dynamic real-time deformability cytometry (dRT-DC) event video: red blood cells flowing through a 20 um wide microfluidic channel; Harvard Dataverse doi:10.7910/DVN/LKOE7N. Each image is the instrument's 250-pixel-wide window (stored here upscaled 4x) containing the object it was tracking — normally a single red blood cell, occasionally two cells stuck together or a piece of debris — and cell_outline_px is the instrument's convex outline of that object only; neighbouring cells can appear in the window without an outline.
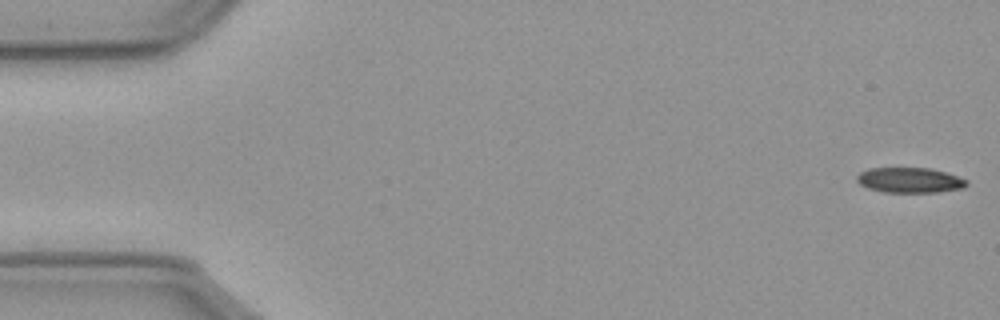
{"species": "common noctule bat (a hibernating species)", "species_latin": "Nyctalus noctula", "temperature_condition": "cold", "stored_images_in_passage": 50, "camera_frame_rate_fps": 3000, "um_per_image_px": 0.085, "animal": {"sex": "male", "body_mass_g": 23.1, "forearm_length_mm": 52.7}, "frame": {"image": 1, "passage_image": 1, "time_ms": 0.0, "image_size_px": [1000, 320], "cell_outline_px": [[968, 184], [964, 188], [936, 192], [884, 192], [868, 188], [860, 184], [856, 180], [856, 176], [860, 172], [868, 168], [928, 168], [944, 172], [968, 180]], "centroid_in_image_um": [77.31, 15.31], "position_along_channel_um": 7.7, "area_um2": 16.07}}
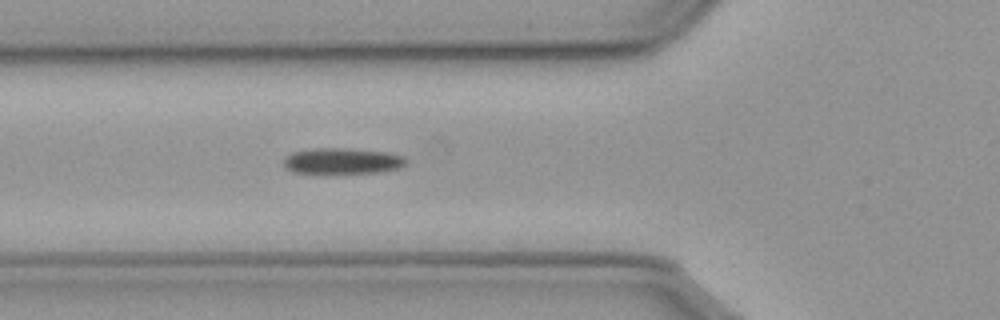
{"frame": {"image": 2, "passage_image": 20, "time_ms": 6.333, "image_size_px": [1000, 320], "cell_outline_px": [[404, 164], [400, 168], [380, 172], [324, 176], [292, 172], [284, 164], [284, 156], [292, 152], [316, 148], [340, 148], [384, 152], [404, 156]], "centroid_in_image_um": [29.01, 13.74], "position_along_channel_um": 96.8, "area_um2": 19.19}}
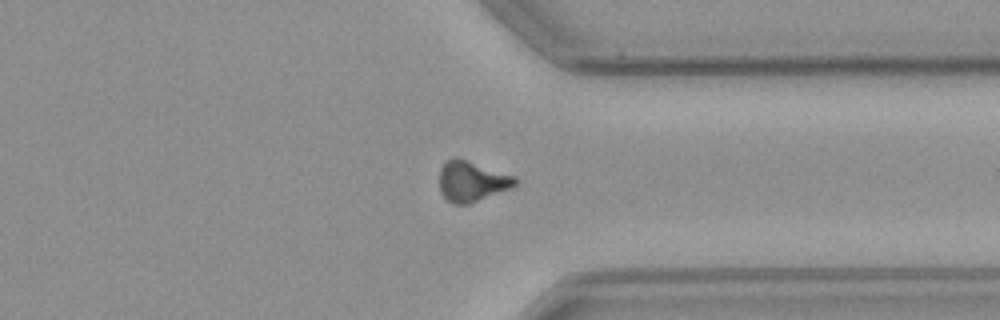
{"frame": {"image": 3, "passage_image": 43, "time_ms": 14.0, "image_size_px": [1000, 320], "cell_outline_px": [[516, 184], [512, 188], [468, 204], [452, 204], [440, 192], [440, 168], [444, 160], [452, 156], [456, 156], [516, 176]], "centroid_in_image_um": [40.08, 15.38], "position_along_channel_um": 371.3, "area_um2": 18.09}}